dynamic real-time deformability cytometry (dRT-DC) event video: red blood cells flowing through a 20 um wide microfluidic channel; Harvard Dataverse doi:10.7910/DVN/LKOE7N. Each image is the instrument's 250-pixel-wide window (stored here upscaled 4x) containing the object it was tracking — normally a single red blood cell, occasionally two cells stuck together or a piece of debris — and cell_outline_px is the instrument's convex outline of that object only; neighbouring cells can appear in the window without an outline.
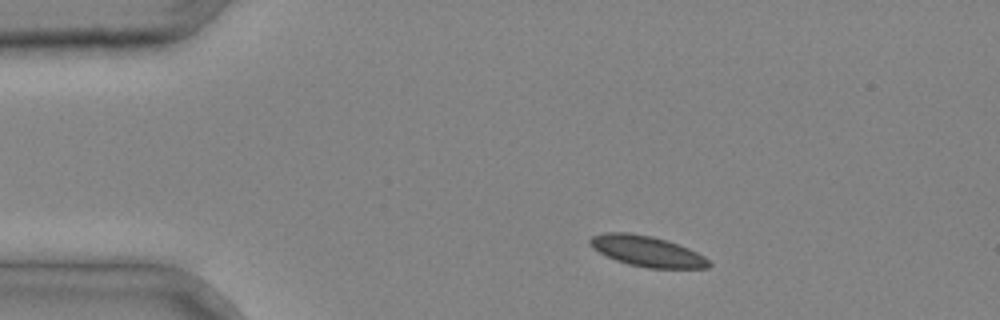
{"species": "common noctule bat (a hibernating species)", "species_latin": "Nyctalus noctula", "temperature_condition": "cold", "stored_images_in_passage": 3, "camera_frame_rate_fps": 3000, "um_per_image_px": 0.085, "animal": {"sex": "male", "body_mass_g": 20.4}, "frame": {"image": 1, "passage_image": 1, "time_ms": 0.0, "image_size_px": [1000, 320], "cell_outline_px": [[712, 264], [708, 268], [648, 268], [628, 264], [616, 260], [592, 248], [588, 244], [588, 240], [592, 236], [604, 232], [628, 232], [652, 236], [668, 240], [688, 248], [704, 256]], "centroid_in_image_um": [54.98, 21.34], "position_along_channel_um": 30.0, "area_um2": 21.27}}